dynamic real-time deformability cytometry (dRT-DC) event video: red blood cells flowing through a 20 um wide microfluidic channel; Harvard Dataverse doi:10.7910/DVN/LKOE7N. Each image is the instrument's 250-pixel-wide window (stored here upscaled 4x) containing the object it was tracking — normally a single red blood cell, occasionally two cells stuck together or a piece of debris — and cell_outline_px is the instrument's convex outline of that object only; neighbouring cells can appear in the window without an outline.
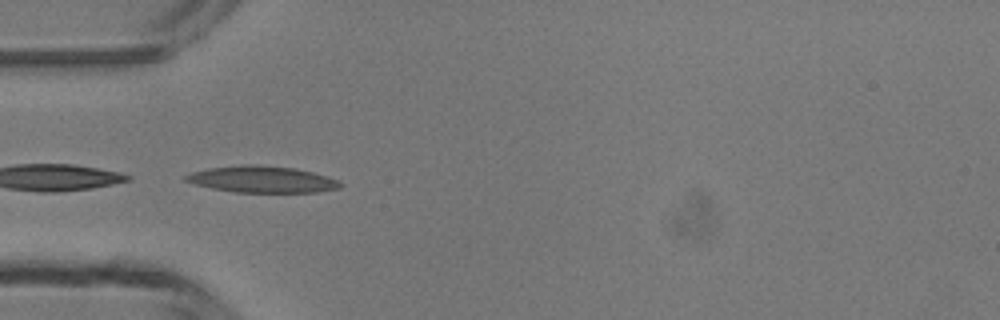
{"species": "common noctule bat (a hibernating species)", "species_latin": "Nyctalus noctula", "temperature_condition": "room temperature", "stored_images_in_passage": 4, "camera_frame_rate_fps": 3000, "um_per_image_px": 0.085, "animal": {"sex": "male", "body_mass_g": 13.3}, "frame": {"image": 1, "passage_image": 3, "time_ms": 2.667, "image_size_px": [1000, 320], "cell_outline_px": [[344, 184], [340, 188], [316, 192], [236, 192], [212, 188], [196, 184], [184, 180], [184, 176], [192, 172], [208, 168], [240, 164], [260, 164], [296, 168], [328, 176]], "centroid_in_image_um": [22.29, 15.23], "position_along_channel_um": 62.7, "area_um2": 23.99}}
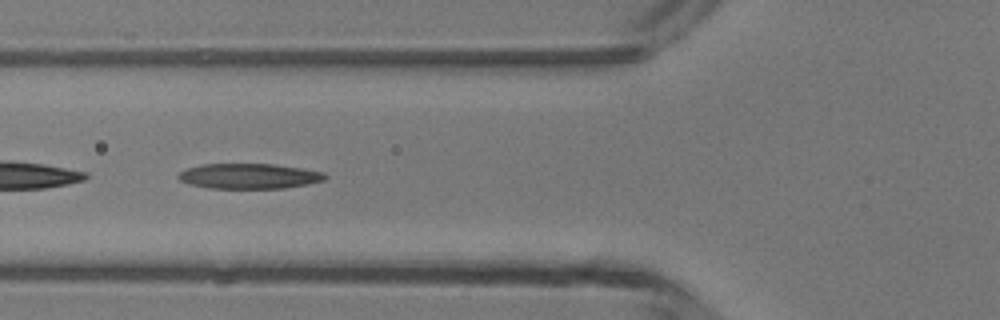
{"frame": {"image": 2, "passage_image": 4, "time_ms": 3.667, "image_size_px": [1000, 320], "cell_outline_px": [[328, 176], [324, 180], [308, 184], [284, 188], [208, 188], [188, 184], [180, 180], [176, 176], [180, 172], [188, 168], [200, 164], [272, 164], [300, 168], [324, 172]], "centroid_in_image_um": [21.16, 14.97], "position_along_channel_um": 104.6, "area_um2": 21.56}}